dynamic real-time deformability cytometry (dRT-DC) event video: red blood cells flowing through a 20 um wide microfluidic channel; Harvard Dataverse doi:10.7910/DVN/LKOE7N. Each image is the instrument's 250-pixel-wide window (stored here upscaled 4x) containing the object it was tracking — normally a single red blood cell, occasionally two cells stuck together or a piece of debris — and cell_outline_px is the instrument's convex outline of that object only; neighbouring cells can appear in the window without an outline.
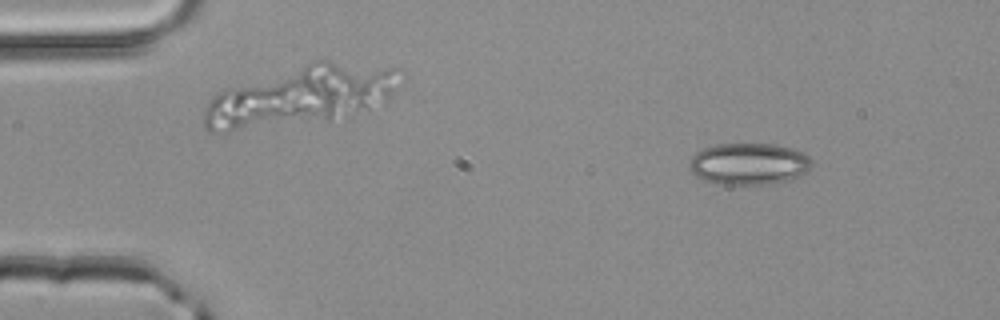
{"species": "common noctule bat (a hibernating species)", "species_latin": "Nyctalus noctula", "temperature_condition": "room temperature", "stored_images_in_passage": 50, "camera_frame_rate_fps": 3000, "um_per_image_px": 0.085, "animal": {"sex": "male", "body_mass_g": 20.4}, "frame": {"image": 1, "passage_image": 6, "time_ms": 1.667, "image_size_px": [1000, 320], "cell_outline_px": [[812, 164], [804, 172], [796, 176], [784, 180], [768, 184], [716, 184], [704, 180], [696, 176], [688, 168], [688, 160], [696, 152], [704, 148], [716, 144], [776, 144], [792, 148], [808, 156], [812, 160]], "centroid_in_image_um": [63.58, 13.92], "position_along_channel_um": 21.4, "area_um2": 29.59}}
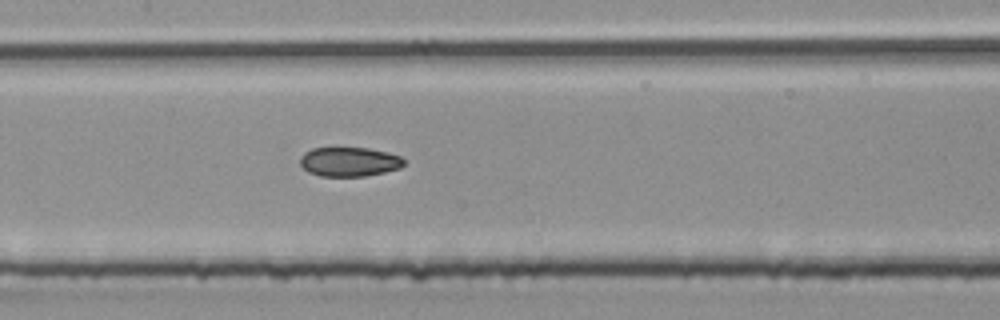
{"frame": {"image": 2, "passage_image": 24, "time_ms": 7.667, "image_size_px": [1000, 320], "cell_outline_px": [[404, 164], [400, 168], [384, 172], [364, 176], [320, 176], [308, 172], [300, 164], [300, 156], [304, 152], [312, 148], [368, 148], [388, 152], [400, 156], [404, 160]], "centroid_in_image_um": [29.67, 13.75], "position_along_channel_um": 177.7, "area_um2": 17.74}}
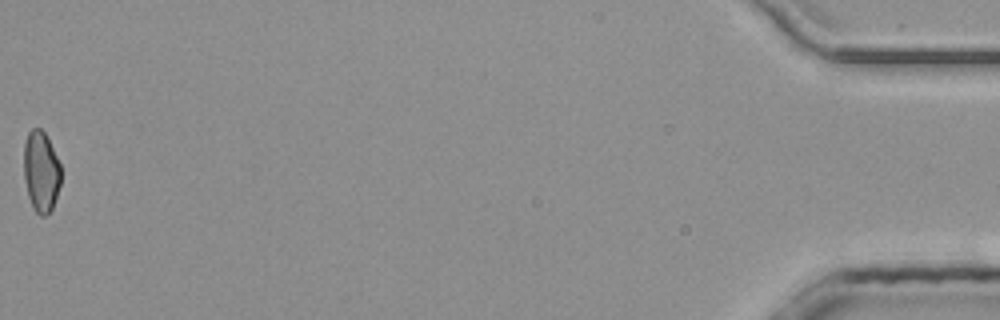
{"frame": {"image": 3, "passage_image": 50, "time_ms": 16.333, "image_size_px": [1000, 320], "cell_outline_px": [[60, 184], [52, 208], [44, 216], [40, 216], [32, 208], [28, 196], [24, 180], [24, 144], [28, 132], [32, 128], [40, 128], [44, 132], [60, 164]], "centroid_in_image_um": [3.46, 14.59], "position_along_channel_um": 431.7, "area_um2": 17.34}, "authors_computed_cell_mechanics": {"area_um2": 18.4093, "velocity_mm_per_s": 4.1523, "shape_relaxation_time_tau1_ms": null, "shape_relaxation_time_tau2_ms": 3.6194, "deformation_change_tau1": null, "deformation_change_tau2": 0.0889}}